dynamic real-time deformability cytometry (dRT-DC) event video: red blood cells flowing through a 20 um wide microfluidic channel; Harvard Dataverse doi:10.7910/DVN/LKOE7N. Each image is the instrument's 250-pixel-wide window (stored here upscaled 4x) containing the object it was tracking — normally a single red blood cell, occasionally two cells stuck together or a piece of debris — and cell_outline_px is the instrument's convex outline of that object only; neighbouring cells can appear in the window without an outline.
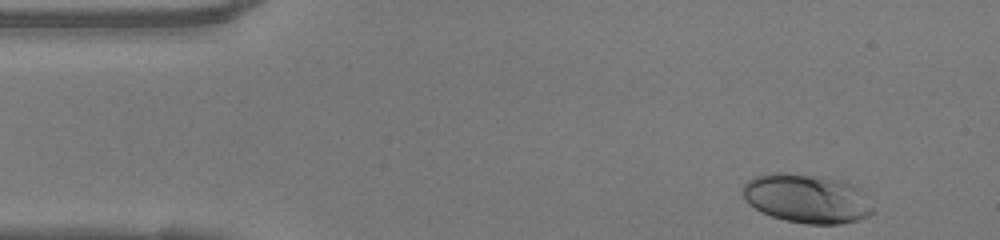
{"species": "human", "species_latin": "Homo sapiens", "temperature_condition": "warm", "stored_images_in_passage": 37, "camera_frame_rate_fps": 3000, "um_per_image_px": 0.085, "donor": {"sex": "female"}, "frame": {"image": 1, "passage_image": 1, "time_ms": 0.0, "image_size_px": [1000, 240], "cell_outline_px": [[876, 212], [868, 216], [856, 220], [840, 224], [808, 224], [784, 220], [760, 212], [748, 204], [744, 196], [744, 184], [748, 180], [756, 176], [772, 172], [780, 172], [820, 176], [840, 180], [852, 184], [860, 188], [876, 208]], "centroid_in_image_um": [68.62, 16.88], "position_along_channel_um": 16.4, "area_um2": 37.45}}
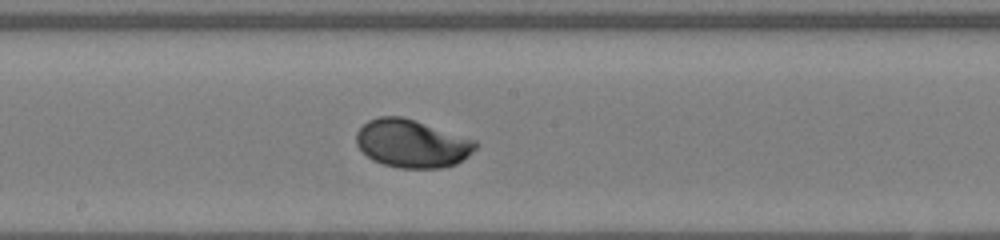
{"frame": {"image": 2, "passage_image": 22, "time_ms": 7.0, "image_size_px": [1000, 240], "cell_outline_px": [[480, 144], [468, 156], [456, 164], [440, 168], [396, 168], [372, 160], [356, 144], [356, 132], [368, 120], [380, 116], [400, 116], [416, 120], [476, 140]], "centroid_in_image_um": [35.03, 12.2], "position_along_channel_um": 213.2, "area_um2": 33.47}}
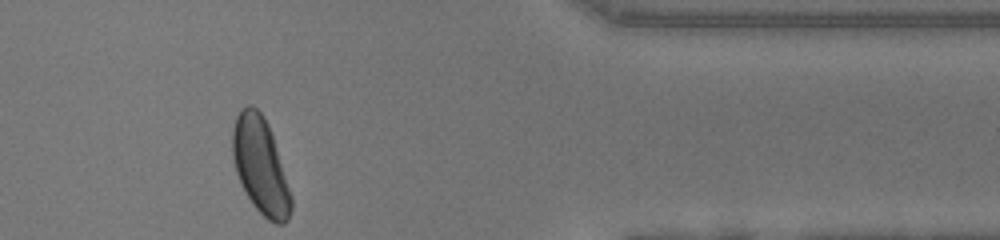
{"frame": {"image": 3, "passage_image": 37, "time_ms": 12.0, "image_size_px": [1000, 240], "cell_outline_px": [[292, 208], [288, 220], [284, 224], [276, 224], [268, 220], [252, 204], [236, 172], [232, 156], [232, 128], [236, 116], [248, 104], [252, 104], [264, 116], [268, 124], [292, 196]], "centroid_in_image_um": [22.14, 14.1], "position_along_channel_um": 389.3, "area_um2": 32.54}, "authors_computed_cell_mechanics": {"area_um2": 33.1772, "velocity_mm_per_s": 4.069, "shape_relaxation_time_tau1_ms": 2.2469, "shape_relaxation_time_tau2_ms": null, "deformation_change_tau1": 0.1453, "deformation_change_tau2": null}}